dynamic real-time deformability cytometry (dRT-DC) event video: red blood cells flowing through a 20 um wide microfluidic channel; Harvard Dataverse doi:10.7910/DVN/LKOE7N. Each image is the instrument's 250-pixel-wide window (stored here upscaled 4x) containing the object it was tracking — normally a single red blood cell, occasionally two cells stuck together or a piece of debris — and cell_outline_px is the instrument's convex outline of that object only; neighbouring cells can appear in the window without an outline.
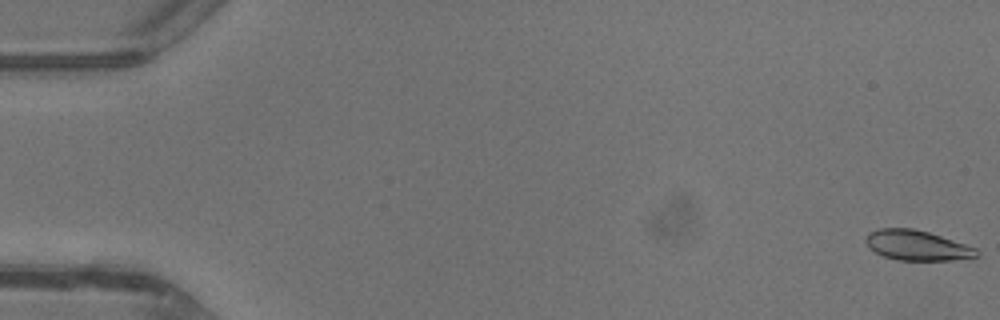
{"species": "common noctule bat (a hibernating species)", "species_latin": "Nyctalus noctula", "temperature_condition": "warm", "stored_images_in_passage": 45, "camera_frame_rate_fps": 3000, "um_per_image_px": 0.085, "animal": {"sex": "male", "body_mass_g": 13.3}, "frame": {"image": 1, "passage_image": 1, "time_ms": 0.0, "image_size_px": [1000, 320], "cell_outline_px": [[980, 256], [972, 260], [896, 260], [884, 256], [868, 248], [864, 240], [868, 232], [880, 228], [912, 228], [928, 232], [976, 248], [980, 252]], "centroid_in_image_um": [77.97, 20.87], "position_along_channel_um": 7.0, "area_um2": 19.71}}
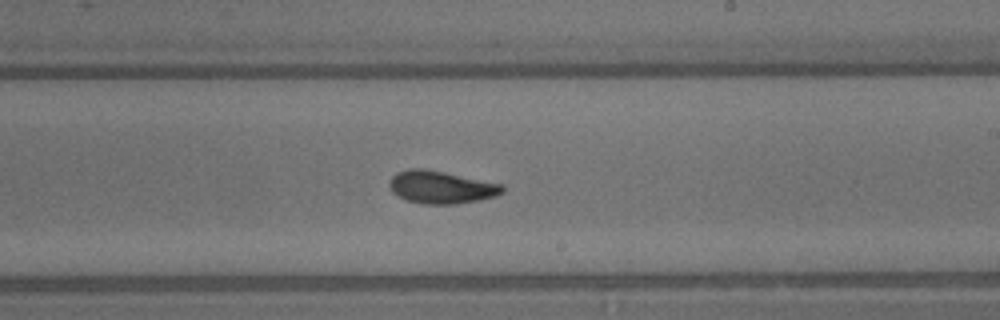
{"frame": {"image": 2, "passage_image": 27, "time_ms": 8.667, "image_size_px": [1000, 320], "cell_outline_px": [[504, 192], [496, 196], [480, 200], [456, 204], [424, 204], [404, 200], [392, 192], [388, 184], [388, 180], [396, 172], [408, 168], [424, 168], [504, 184]], "centroid_in_image_um": [37.48, 15.91], "position_along_channel_um": 251.5, "area_um2": 21.85}}
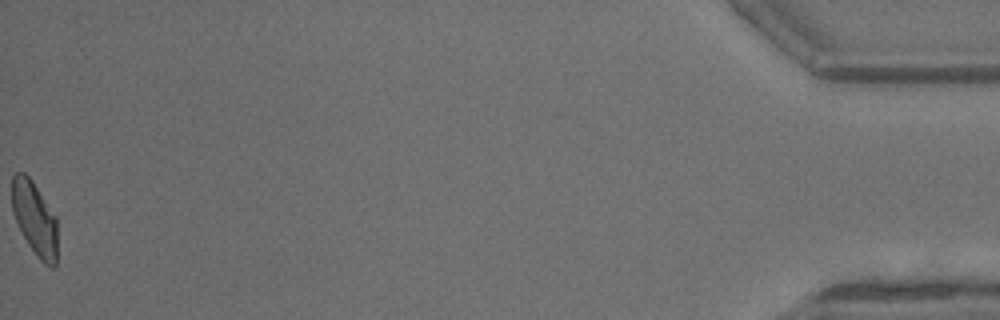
{"frame": {"image": 3, "passage_image": 45, "time_ms": 14.667, "image_size_px": [1000, 320], "cell_outline_px": [[56, 264], [52, 268], [44, 264], [36, 256], [28, 244], [12, 212], [12, 176], [16, 172], [24, 172], [32, 180], [56, 216]], "centroid_in_image_um": [2.94, 18.56], "position_along_channel_um": 432.3, "area_um2": 19.42}, "authors_computed_cell_mechanics": {"area_um2": 20.6924, "velocity_mm_per_s": 4.7433, "shape_relaxation_time_tau1_ms": 4.0635, "shape_relaxation_time_tau2_ms": 1.3347, "deformation_change_tau1": 0.1504, "deformation_change_tau2": 0.0787}}